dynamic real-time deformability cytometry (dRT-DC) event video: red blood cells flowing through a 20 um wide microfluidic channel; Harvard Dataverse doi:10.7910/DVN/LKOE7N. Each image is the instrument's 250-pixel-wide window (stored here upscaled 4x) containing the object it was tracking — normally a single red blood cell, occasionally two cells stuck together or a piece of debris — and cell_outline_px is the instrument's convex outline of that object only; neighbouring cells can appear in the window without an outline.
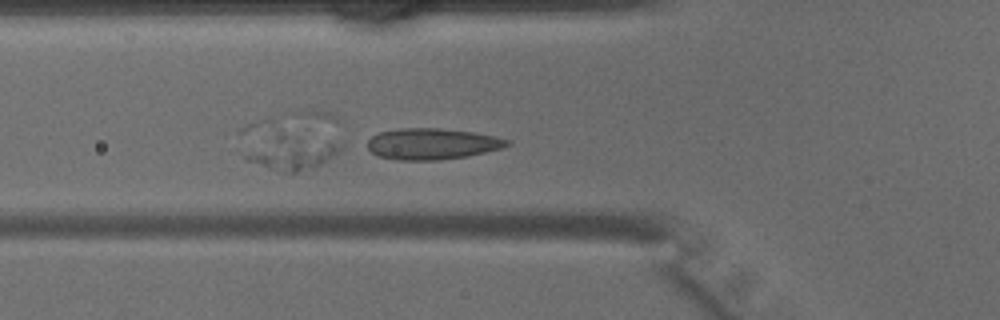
{"species": "common noctule bat (a hibernating species)", "species_latin": "Nyctalus noctula", "temperature_condition": "warm", "stored_images_in_passage": 40, "segment_of_instrument_passage": [2, 2], "camera_frame_rate_fps": 3000, "um_per_image_px": 0.085, "animal": {"sex": "male", "body_mass_g": 15.6}, "frame": {"image": 1, "passage_image": 17, "time_ms": 5.333, "image_size_px": [1000, 320], "cell_outline_px": [[344, 148], [340, 152], [320, 164], [296, 172], [288, 172], [272, 168], [244, 160], [244, 156], [276, 132], [280, 132], [344, 144]], "centroid_in_image_um": [24.88, 12.94], "position_along_channel_um": 100.9, "area_um2": 18.15}}
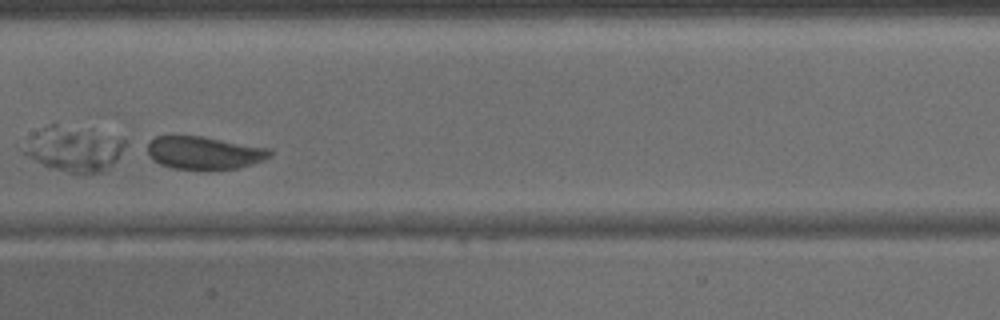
{"frame": {"image": 2, "passage_image": 24, "time_ms": 7.667, "image_size_px": [1000, 320], "cell_outline_px": [[272, 156], [264, 160], [240, 168], [172, 168], [160, 164], [152, 160], [148, 156], [148, 144], [156, 136], [200, 136], [272, 148]], "centroid_in_image_um": [17.39, 12.97], "position_along_channel_um": 190.0, "area_um2": 23.24}}
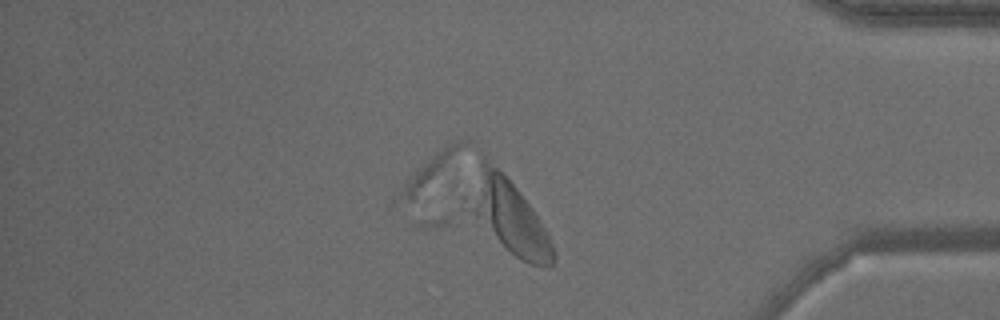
{"frame": {"image": 3, "passage_image": 40, "time_ms": 13.0, "image_size_px": [1000, 320], "cell_outline_px": [[556, 256], [552, 264], [532, 264], [516, 256], [460, 208], [464, 196], [480, 156], [484, 156], [516, 188], [532, 208], [548, 232], [556, 252]], "centroid_in_image_um": [43.08, 18.28], "position_along_channel_um": 392.1, "area_um2": 36.82}}